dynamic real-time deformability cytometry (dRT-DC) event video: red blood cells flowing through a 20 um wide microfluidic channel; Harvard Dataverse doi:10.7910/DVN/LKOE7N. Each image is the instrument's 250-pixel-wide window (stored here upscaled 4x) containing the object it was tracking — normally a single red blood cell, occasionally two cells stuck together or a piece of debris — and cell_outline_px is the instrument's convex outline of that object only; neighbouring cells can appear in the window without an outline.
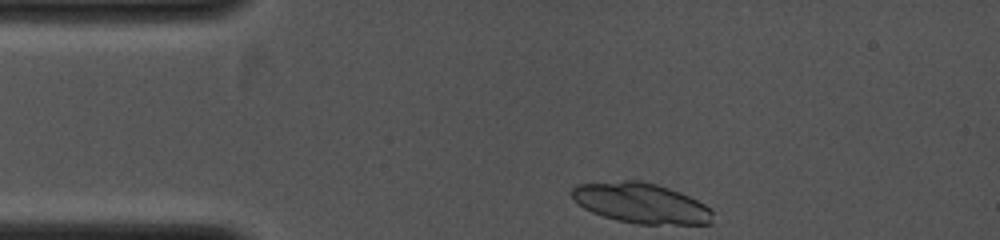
{"species": "common noctule bat (a hibernating species)", "species_latin": "Nyctalus noctula", "temperature_condition": "cold", "stored_images_in_passage": 4, "camera_frame_rate_fps": 4000, "um_per_image_px": 0.085, "animal": {"sex": "female", "body_mass_g": 19.0, "forearm_length_mm": 53.3}, "frame": {"image": 1, "passage_image": 1, "time_ms": 0.0, "image_size_px": [1000, 240], "cell_outline_px": [[712, 224], [636, 224], [616, 220], [592, 212], [584, 208], [572, 196], [572, 188], [576, 184], [624, 180], [640, 180], [656, 184], [680, 192], [704, 204], [712, 212]], "centroid_in_image_um": [54.48, 17.26], "position_along_channel_um": 30.5, "area_um2": 32.89}}